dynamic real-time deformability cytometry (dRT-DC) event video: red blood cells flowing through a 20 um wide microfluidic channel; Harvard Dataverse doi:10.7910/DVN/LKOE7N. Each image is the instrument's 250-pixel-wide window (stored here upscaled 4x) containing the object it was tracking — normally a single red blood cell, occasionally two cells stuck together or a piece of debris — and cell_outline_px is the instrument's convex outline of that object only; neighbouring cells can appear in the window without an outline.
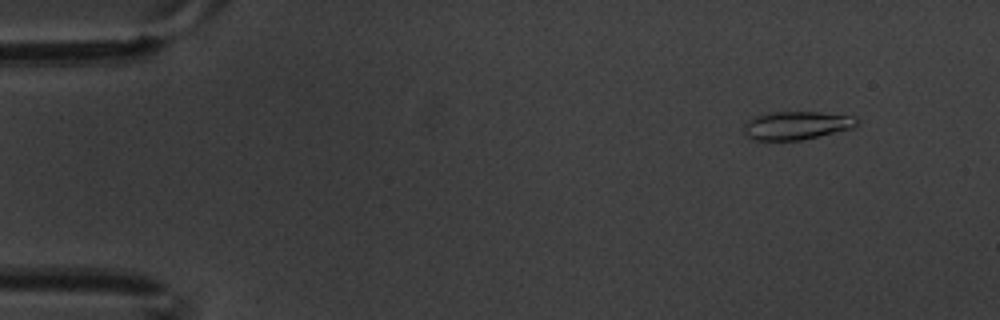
{"species": "common noctule bat (a hibernating species)", "species_latin": "Nyctalus noctula", "temperature_condition": "warm", "stored_images_in_passage": 4, "camera_frame_rate_fps": 3000, "um_per_image_px": 0.085, "animal": {"sex": "male", "body_mass_g": 20.1, "forearm_length_mm": 53.5}, "frame": {"image": 1, "passage_image": 1, "time_ms": 0.0, "image_size_px": [1000, 320], "cell_outline_px": [[860, 120], [852, 128], [804, 140], [752, 140], [744, 132], [744, 124], [748, 120], [756, 116], [772, 112], [820, 112], [856, 116]], "centroid_in_image_um": [67.73, 10.66], "position_along_channel_um": 17.3, "area_um2": 18.67}}